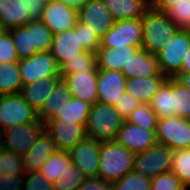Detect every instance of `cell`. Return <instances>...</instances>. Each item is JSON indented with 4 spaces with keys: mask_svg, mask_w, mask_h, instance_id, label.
Returning a JSON list of instances; mask_svg holds the SVG:
<instances>
[{
    "mask_svg": "<svg viewBox=\"0 0 190 190\" xmlns=\"http://www.w3.org/2000/svg\"><path fill=\"white\" fill-rule=\"evenodd\" d=\"M139 49L141 46L128 45L121 48H99L96 53L98 69L121 71Z\"/></svg>",
    "mask_w": 190,
    "mask_h": 190,
    "instance_id": "cell-21",
    "label": "cell"
},
{
    "mask_svg": "<svg viewBox=\"0 0 190 190\" xmlns=\"http://www.w3.org/2000/svg\"><path fill=\"white\" fill-rule=\"evenodd\" d=\"M13 38L18 60L29 58L36 54V50H30L29 22L22 27H15L8 30Z\"/></svg>",
    "mask_w": 190,
    "mask_h": 190,
    "instance_id": "cell-36",
    "label": "cell"
},
{
    "mask_svg": "<svg viewBox=\"0 0 190 190\" xmlns=\"http://www.w3.org/2000/svg\"><path fill=\"white\" fill-rule=\"evenodd\" d=\"M189 48L190 29H178L156 54L161 73L167 78H173L180 71Z\"/></svg>",
    "mask_w": 190,
    "mask_h": 190,
    "instance_id": "cell-4",
    "label": "cell"
},
{
    "mask_svg": "<svg viewBox=\"0 0 190 190\" xmlns=\"http://www.w3.org/2000/svg\"><path fill=\"white\" fill-rule=\"evenodd\" d=\"M56 1L66 4L69 7L75 9L76 11H79L88 2V0H56Z\"/></svg>",
    "mask_w": 190,
    "mask_h": 190,
    "instance_id": "cell-50",
    "label": "cell"
},
{
    "mask_svg": "<svg viewBox=\"0 0 190 190\" xmlns=\"http://www.w3.org/2000/svg\"><path fill=\"white\" fill-rule=\"evenodd\" d=\"M44 125L45 132L52 138L57 150L69 151L86 137L85 126L77 122L47 120Z\"/></svg>",
    "mask_w": 190,
    "mask_h": 190,
    "instance_id": "cell-12",
    "label": "cell"
},
{
    "mask_svg": "<svg viewBox=\"0 0 190 190\" xmlns=\"http://www.w3.org/2000/svg\"><path fill=\"white\" fill-rule=\"evenodd\" d=\"M165 13L179 29H190V0L173 3Z\"/></svg>",
    "mask_w": 190,
    "mask_h": 190,
    "instance_id": "cell-39",
    "label": "cell"
},
{
    "mask_svg": "<svg viewBox=\"0 0 190 190\" xmlns=\"http://www.w3.org/2000/svg\"><path fill=\"white\" fill-rule=\"evenodd\" d=\"M22 86L18 61L0 63V96L18 94Z\"/></svg>",
    "mask_w": 190,
    "mask_h": 190,
    "instance_id": "cell-30",
    "label": "cell"
},
{
    "mask_svg": "<svg viewBox=\"0 0 190 190\" xmlns=\"http://www.w3.org/2000/svg\"><path fill=\"white\" fill-rule=\"evenodd\" d=\"M71 98L72 95L68 85L61 78L48 95L41 109L37 112L38 119L43 123L51 119L56 114L57 109L65 102L70 101Z\"/></svg>",
    "mask_w": 190,
    "mask_h": 190,
    "instance_id": "cell-27",
    "label": "cell"
},
{
    "mask_svg": "<svg viewBox=\"0 0 190 190\" xmlns=\"http://www.w3.org/2000/svg\"><path fill=\"white\" fill-rule=\"evenodd\" d=\"M150 105L159 119L176 116L175 109L173 108V78H167L162 83Z\"/></svg>",
    "mask_w": 190,
    "mask_h": 190,
    "instance_id": "cell-29",
    "label": "cell"
},
{
    "mask_svg": "<svg viewBox=\"0 0 190 190\" xmlns=\"http://www.w3.org/2000/svg\"><path fill=\"white\" fill-rule=\"evenodd\" d=\"M41 122L37 112L18 94L0 96V127L2 130L15 125Z\"/></svg>",
    "mask_w": 190,
    "mask_h": 190,
    "instance_id": "cell-9",
    "label": "cell"
},
{
    "mask_svg": "<svg viewBox=\"0 0 190 190\" xmlns=\"http://www.w3.org/2000/svg\"><path fill=\"white\" fill-rule=\"evenodd\" d=\"M142 18L114 21L113 26L100 38L99 48L141 46Z\"/></svg>",
    "mask_w": 190,
    "mask_h": 190,
    "instance_id": "cell-8",
    "label": "cell"
},
{
    "mask_svg": "<svg viewBox=\"0 0 190 190\" xmlns=\"http://www.w3.org/2000/svg\"><path fill=\"white\" fill-rule=\"evenodd\" d=\"M22 190H54V187L40 172L25 173Z\"/></svg>",
    "mask_w": 190,
    "mask_h": 190,
    "instance_id": "cell-44",
    "label": "cell"
},
{
    "mask_svg": "<svg viewBox=\"0 0 190 190\" xmlns=\"http://www.w3.org/2000/svg\"><path fill=\"white\" fill-rule=\"evenodd\" d=\"M100 141L85 137L68 151L72 164L83 172L85 177L98 176Z\"/></svg>",
    "mask_w": 190,
    "mask_h": 190,
    "instance_id": "cell-11",
    "label": "cell"
},
{
    "mask_svg": "<svg viewBox=\"0 0 190 190\" xmlns=\"http://www.w3.org/2000/svg\"><path fill=\"white\" fill-rule=\"evenodd\" d=\"M126 79L121 71L98 69L97 102L114 106L126 92Z\"/></svg>",
    "mask_w": 190,
    "mask_h": 190,
    "instance_id": "cell-13",
    "label": "cell"
},
{
    "mask_svg": "<svg viewBox=\"0 0 190 190\" xmlns=\"http://www.w3.org/2000/svg\"><path fill=\"white\" fill-rule=\"evenodd\" d=\"M2 132H3V130L0 127V144L2 143Z\"/></svg>",
    "mask_w": 190,
    "mask_h": 190,
    "instance_id": "cell-54",
    "label": "cell"
},
{
    "mask_svg": "<svg viewBox=\"0 0 190 190\" xmlns=\"http://www.w3.org/2000/svg\"><path fill=\"white\" fill-rule=\"evenodd\" d=\"M171 171L190 190V148L174 151Z\"/></svg>",
    "mask_w": 190,
    "mask_h": 190,
    "instance_id": "cell-34",
    "label": "cell"
},
{
    "mask_svg": "<svg viewBox=\"0 0 190 190\" xmlns=\"http://www.w3.org/2000/svg\"><path fill=\"white\" fill-rule=\"evenodd\" d=\"M56 150L52 138L44 131L30 150L23 156L25 173L40 172L43 164Z\"/></svg>",
    "mask_w": 190,
    "mask_h": 190,
    "instance_id": "cell-19",
    "label": "cell"
},
{
    "mask_svg": "<svg viewBox=\"0 0 190 190\" xmlns=\"http://www.w3.org/2000/svg\"><path fill=\"white\" fill-rule=\"evenodd\" d=\"M86 51L81 45L80 30L76 27L53 35L50 53L61 68L70 58Z\"/></svg>",
    "mask_w": 190,
    "mask_h": 190,
    "instance_id": "cell-17",
    "label": "cell"
},
{
    "mask_svg": "<svg viewBox=\"0 0 190 190\" xmlns=\"http://www.w3.org/2000/svg\"><path fill=\"white\" fill-rule=\"evenodd\" d=\"M178 73H190V48L186 52L182 66Z\"/></svg>",
    "mask_w": 190,
    "mask_h": 190,
    "instance_id": "cell-52",
    "label": "cell"
},
{
    "mask_svg": "<svg viewBox=\"0 0 190 190\" xmlns=\"http://www.w3.org/2000/svg\"><path fill=\"white\" fill-rule=\"evenodd\" d=\"M159 118L150 104L141 103L127 118V122L147 130H156Z\"/></svg>",
    "mask_w": 190,
    "mask_h": 190,
    "instance_id": "cell-33",
    "label": "cell"
},
{
    "mask_svg": "<svg viewBox=\"0 0 190 190\" xmlns=\"http://www.w3.org/2000/svg\"><path fill=\"white\" fill-rule=\"evenodd\" d=\"M72 165L68 151L56 150L43 164L40 173L49 182L54 183L57 180H63Z\"/></svg>",
    "mask_w": 190,
    "mask_h": 190,
    "instance_id": "cell-28",
    "label": "cell"
},
{
    "mask_svg": "<svg viewBox=\"0 0 190 190\" xmlns=\"http://www.w3.org/2000/svg\"><path fill=\"white\" fill-rule=\"evenodd\" d=\"M113 184L114 190H150L151 178L130 171Z\"/></svg>",
    "mask_w": 190,
    "mask_h": 190,
    "instance_id": "cell-38",
    "label": "cell"
},
{
    "mask_svg": "<svg viewBox=\"0 0 190 190\" xmlns=\"http://www.w3.org/2000/svg\"><path fill=\"white\" fill-rule=\"evenodd\" d=\"M173 154L167 145L155 143L146 151L134 154L132 171L149 178L171 171Z\"/></svg>",
    "mask_w": 190,
    "mask_h": 190,
    "instance_id": "cell-5",
    "label": "cell"
},
{
    "mask_svg": "<svg viewBox=\"0 0 190 190\" xmlns=\"http://www.w3.org/2000/svg\"><path fill=\"white\" fill-rule=\"evenodd\" d=\"M61 76H52L22 86L20 94L38 112Z\"/></svg>",
    "mask_w": 190,
    "mask_h": 190,
    "instance_id": "cell-24",
    "label": "cell"
},
{
    "mask_svg": "<svg viewBox=\"0 0 190 190\" xmlns=\"http://www.w3.org/2000/svg\"><path fill=\"white\" fill-rule=\"evenodd\" d=\"M155 134L157 143L165 144L173 151L190 148V120L179 116L160 118Z\"/></svg>",
    "mask_w": 190,
    "mask_h": 190,
    "instance_id": "cell-7",
    "label": "cell"
},
{
    "mask_svg": "<svg viewBox=\"0 0 190 190\" xmlns=\"http://www.w3.org/2000/svg\"><path fill=\"white\" fill-rule=\"evenodd\" d=\"M24 176H11L0 173V190H22Z\"/></svg>",
    "mask_w": 190,
    "mask_h": 190,
    "instance_id": "cell-47",
    "label": "cell"
},
{
    "mask_svg": "<svg viewBox=\"0 0 190 190\" xmlns=\"http://www.w3.org/2000/svg\"><path fill=\"white\" fill-rule=\"evenodd\" d=\"M155 131L147 130L124 121L115 141L135 154L146 151L157 143Z\"/></svg>",
    "mask_w": 190,
    "mask_h": 190,
    "instance_id": "cell-16",
    "label": "cell"
},
{
    "mask_svg": "<svg viewBox=\"0 0 190 190\" xmlns=\"http://www.w3.org/2000/svg\"><path fill=\"white\" fill-rule=\"evenodd\" d=\"M181 0H150V6L157 11L166 12L173 3L180 2Z\"/></svg>",
    "mask_w": 190,
    "mask_h": 190,
    "instance_id": "cell-49",
    "label": "cell"
},
{
    "mask_svg": "<svg viewBox=\"0 0 190 190\" xmlns=\"http://www.w3.org/2000/svg\"><path fill=\"white\" fill-rule=\"evenodd\" d=\"M41 21L54 35L74 29L78 21V11L64 3L54 1L44 6Z\"/></svg>",
    "mask_w": 190,
    "mask_h": 190,
    "instance_id": "cell-14",
    "label": "cell"
},
{
    "mask_svg": "<svg viewBox=\"0 0 190 190\" xmlns=\"http://www.w3.org/2000/svg\"><path fill=\"white\" fill-rule=\"evenodd\" d=\"M121 72L127 79L144 76H165L161 73L156 55L139 49L124 66Z\"/></svg>",
    "mask_w": 190,
    "mask_h": 190,
    "instance_id": "cell-20",
    "label": "cell"
},
{
    "mask_svg": "<svg viewBox=\"0 0 190 190\" xmlns=\"http://www.w3.org/2000/svg\"><path fill=\"white\" fill-rule=\"evenodd\" d=\"M76 28L80 30L81 45L87 51L97 53L100 47V37L89 29V26L77 21Z\"/></svg>",
    "mask_w": 190,
    "mask_h": 190,
    "instance_id": "cell-43",
    "label": "cell"
},
{
    "mask_svg": "<svg viewBox=\"0 0 190 190\" xmlns=\"http://www.w3.org/2000/svg\"><path fill=\"white\" fill-rule=\"evenodd\" d=\"M78 190H114V184L99 176L85 177Z\"/></svg>",
    "mask_w": 190,
    "mask_h": 190,
    "instance_id": "cell-46",
    "label": "cell"
},
{
    "mask_svg": "<svg viewBox=\"0 0 190 190\" xmlns=\"http://www.w3.org/2000/svg\"><path fill=\"white\" fill-rule=\"evenodd\" d=\"M70 94L93 105L97 102V71L61 75Z\"/></svg>",
    "mask_w": 190,
    "mask_h": 190,
    "instance_id": "cell-18",
    "label": "cell"
},
{
    "mask_svg": "<svg viewBox=\"0 0 190 190\" xmlns=\"http://www.w3.org/2000/svg\"><path fill=\"white\" fill-rule=\"evenodd\" d=\"M84 179L83 172L72 165L64 175V179L54 182L53 187L54 190H78Z\"/></svg>",
    "mask_w": 190,
    "mask_h": 190,
    "instance_id": "cell-41",
    "label": "cell"
},
{
    "mask_svg": "<svg viewBox=\"0 0 190 190\" xmlns=\"http://www.w3.org/2000/svg\"><path fill=\"white\" fill-rule=\"evenodd\" d=\"M18 65L23 85L47 77L61 76V69L50 51L37 52L29 58L20 59Z\"/></svg>",
    "mask_w": 190,
    "mask_h": 190,
    "instance_id": "cell-10",
    "label": "cell"
},
{
    "mask_svg": "<svg viewBox=\"0 0 190 190\" xmlns=\"http://www.w3.org/2000/svg\"><path fill=\"white\" fill-rule=\"evenodd\" d=\"M18 57L15 50L13 38L8 30L0 34V63L17 62Z\"/></svg>",
    "mask_w": 190,
    "mask_h": 190,
    "instance_id": "cell-42",
    "label": "cell"
},
{
    "mask_svg": "<svg viewBox=\"0 0 190 190\" xmlns=\"http://www.w3.org/2000/svg\"><path fill=\"white\" fill-rule=\"evenodd\" d=\"M114 21L142 18L150 0H103Z\"/></svg>",
    "mask_w": 190,
    "mask_h": 190,
    "instance_id": "cell-25",
    "label": "cell"
},
{
    "mask_svg": "<svg viewBox=\"0 0 190 190\" xmlns=\"http://www.w3.org/2000/svg\"><path fill=\"white\" fill-rule=\"evenodd\" d=\"M166 76H144L126 79V92L141 103L150 104Z\"/></svg>",
    "mask_w": 190,
    "mask_h": 190,
    "instance_id": "cell-23",
    "label": "cell"
},
{
    "mask_svg": "<svg viewBox=\"0 0 190 190\" xmlns=\"http://www.w3.org/2000/svg\"><path fill=\"white\" fill-rule=\"evenodd\" d=\"M141 49L156 55L179 29L164 12L154 10L151 6L142 16Z\"/></svg>",
    "mask_w": 190,
    "mask_h": 190,
    "instance_id": "cell-1",
    "label": "cell"
},
{
    "mask_svg": "<svg viewBox=\"0 0 190 190\" xmlns=\"http://www.w3.org/2000/svg\"><path fill=\"white\" fill-rule=\"evenodd\" d=\"M173 78L190 90V73H177Z\"/></svg>",
    "mask_w": 190,
    "mask_h": 190,
    "instance_id": "cell-51",
    "label": "cell"
},
{
    "mask_svg": "<svg viewBox=\"0 0 190 190\" xmlns=\"http://www.w3.org/2000/svg\"><path fill=\"white\" fill-rule=\"evenodd\" d=\"M173 108L176 116L190 120V90L173 78Z\"/></svg>",
    "mask_w": 190,
    "mask_h": 190,
    "instance_id": "cell-35",
    "label": "cell"
},
{
    "mask_svg": "<svg viewBox=\"0 0 190 190\" xmlns=\"http://www.w3.org/2000/svg\"><path fill=\"white\" fill-rule=\"evenodd\" d=\"M134 153L116 141H100L98 176L115 182L132 171Z\"/></svg>",
    "mask_w": 190,
    "mask_h": 190,
    "instance_id": "cell-2",
    "label": "cell"
},
{
    "mask_svg": "<svg viewBox=\"0 0 190 190\" xmlns=\"http://www.w3.org/2000/svg\"><path fill=\"white\" fill-rule=\"evenodd\" d=\"M28 19L29 21H39L42 19L44 5L41 3H33L27 0Z\"/></svg>",
    "mask_w": 190,
    "mask_h": 190,
    "instance_id": "cell-48",
    "label": "cell"
},
{
    "mask_svg": "<svg viewBox=\"0 0 190 190\" xmlns=\"http://www.w3.org/2000/svg\"><path fill=\"white\" fill-rule=\"evenodd\" d=\"M91 104L77 97L62 104L56 111V114L49 120H59L65 123L77 122L82 126L86 125L89 116Z\"/></svg>",
    "mask_w": 190,
    "mask_h": 190,
    "instance_id": "cell-26",
    "label": "cell"
},
{
    "mask_svg": "<svg viewBox=\"0 0 190 190\" xmlns=\"http://www.w3.org/2000/svg\"><path fill=\"white\" fill-rule=\"evenodd\" d=\"M150 190H188L172 171L151 178Z\"/></svg>",
    "mask_w": 190,
    "mask_h": 190,
    "instance_id": "cell-40",
    "label": "cell"
},
{
    "mask_svg": "<svg viewBox=\"0 0 190 190\" xmlns=\"http://www.w3.org/2000/svg\"><path fill=\"white\" fill-rule=\"evenodd\" d=\"M44 131L45 125L42 121L5 128L1 146L23 157Z\"/></svg>",
    "mask_w": 190,
    "mask_h": 190,
    "instance_id": "cell-6",
    "label": "cell"
},
{
    "mask_svg": "<svg viewBox=\"0 0 190 190\" xmlns=\"http://www.w3.org/2000/svg\"><path fill=\"white\" fill-rule=\"evenodd\" d=\"M141 104V102L130 95L128 92H124L121 98L115 102V109L119 112L121 117L126 121L130 114Z\"/></svg>",
    "mask_w": 190,
    "mask_h": 190,
    "instance_id": "cell-45",
    "label": "cell"
},
{
    "mask_svg": "<svg viewBox=\"0 0 190 190\" xmlns=\"http://www.w3.org/2000/svg\"><path fill=\"white\" fill-rule=\"evenodd\" d=\"M78 21L89 26L100 38L113 26L114 19L103 0H88L78 11Z\"/></svg>",
    "mask_w": 190,
    "mask_h": 190,
    "instance_id": "cell-15",
    "label": "cell"
},
{
    "mask_svg": "<svg viewBox=\"0 0 190 190\" xmlns=\"http://www.w3.org/2000/svg\"><path fill=\"white\" fill-rule=\"evenodd\" d=\"M53 34L41 21H29L30 50L50 51Z\"/></svg>",
    "mask_w": 190,
    "mask_h": 190,
    "instance_id": "cell-32",
    "label": "cell"
},
{
    "mask_svg": "<svg viewBox=\"0 0 190 190\" xmlns=\"http://www.w3.org/2000/svg\"><path fill=\"white\" fill-rule=\"evenodd\" d=\"M0 173L11 176H24L23 157L16 153L0 149Z\"/></svg>",
    "mask_w": 190,
    "mask_h": 190,
    "instance_id": "cell-37",
    "label": "cell"
},
{
    "mask_svg": "<svg viewBox=\"0 0 190 190\" xmlns=\"http://www.w3.org/2000/svg\"><path fill=\"white\" fill-rule=\"evenodd\" d=\"M60 69L61 75L76 74L82 71H98L97 55L96 53L87 50L80 52L73 59H68Z\"/></svg>",
    "mask_w": 190,
    "mask_h": 190,
    "instance_id": "cell-31",
    "label": "cell"
},
{
    "mask_svg": "<svg viewBox=\"0 0 190 190\" xmlns=\"http://www.w3.org/2000/svg\"><path fill=\"white\" fill-rule=\"evenodd\" d=\"M124 121L114 106L96 102L90 107L86 136L96 141H115Z\"/></svg>",
    "mask_w": 190,
    "mask_h": 190,
    "instance_id": "cell-3",
    "label": "cell"
},
{
    "mask_svg": "<svg viewBox=\"0 0 190 190\" xmlns=\"http://www.w3.org/2000/svg\"><path fill=\"white\" fill-rule=\"evenodd\" d=\"M56 0H29V2H33V3H41L42 5L46 6L51 2H54Z\"/></svg>",
    "mask_w": 190,
    "mask_h": 190,
    "instance_id": "cell-53",
    "label": "cell"
},
{
    "mask_svg": "<svg viewBox=\"0 0 190 190\" xmlns=\"http://www.w3.org/2000/svg\"><path fill=\"white\" fill-rule=\"evenodd\" d=\"M29 22L27 0H0V24L4 30Z\"/></svg>",
    "mask_w": 190,
    "mask_h": 190,
    "instance_id": "cell-22",
    "label": "cell"
},
{
    "mask_svg": "<svg viewBox=\"0 0 190 190\" xmlns=\"http://www.w3.org/2000/svg\"><path fill=\"white\" fill-rule=\"evenodd\" d=\"M4 31L3 27L0 24V34Z\"/></svg>",
    "mask_w": 190,
    "mask_h": 190,
    "instance_id": "cell-55",
    "label": "cell"
}]
</instances>
